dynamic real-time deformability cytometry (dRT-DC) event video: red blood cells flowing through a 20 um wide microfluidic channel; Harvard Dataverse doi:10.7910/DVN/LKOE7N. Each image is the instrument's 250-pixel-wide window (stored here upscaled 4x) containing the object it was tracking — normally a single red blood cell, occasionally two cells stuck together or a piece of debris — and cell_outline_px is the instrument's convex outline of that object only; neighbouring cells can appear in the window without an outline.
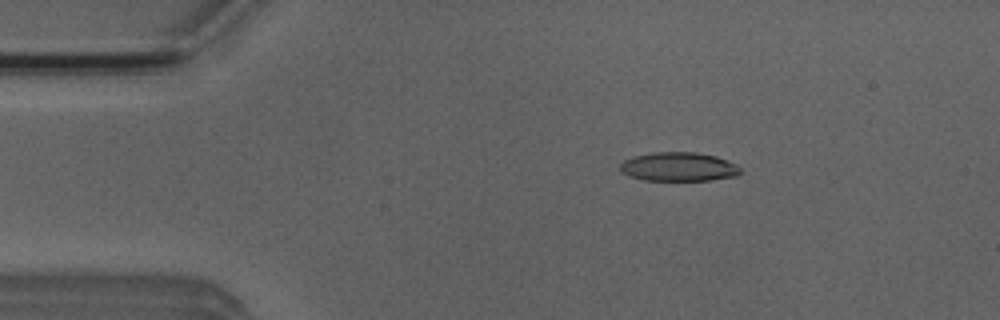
{"species": "Egyptian fruit bat (a non-hibernating species)", "species_latin": "Rousettus aegyptiacus", "temperature_condition": "room temperature", "stored_images_in_passage": 47, "camera_frame_rate_fps": 3000, "um_per_image_px": 0.085, "animal": {"sex": "male"}, "frame": {"image": 1, "passage_image": 9, "time_ms": 2.667, "image_size_px": [1000, 320], "cell_outline_px": [[740, 172], [736, 176], [712, 180], [644, 180], [628, 176], [620, 172], [620, 164], [624, 160], [632, 156], [652, 152], [696, 152], [716, 156], [736, 164], [740, 168]], "centroid_in_image_um": [57.65, 14.17], "position_along_channel_um": 27.4, "area_um2": 20.4}}
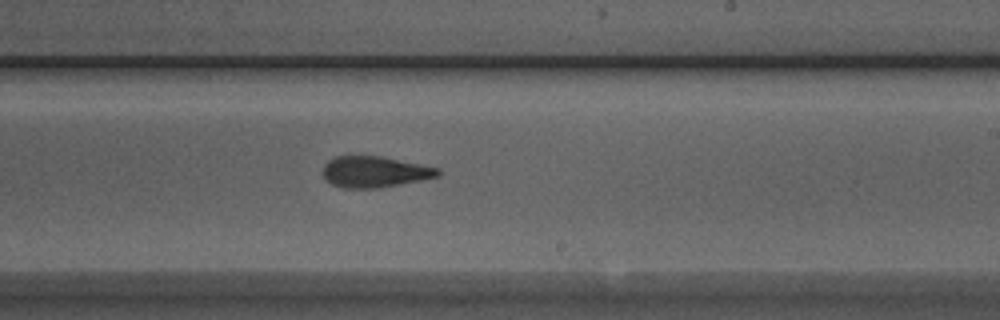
{"frame": {"image": 2, "passage_image": 31, "time_ms": 10.0, "image_size_px": [1000, 320], "cell_outline_px": [[440, 176], [380, 188], [340, 188], [332, 184], [320, 172], [324, 164], [328, 160], [336, 156], [380, 156], [440, 168]], "centroid_in_image_um": [31.81, 14.61], "position_along_channel_um": 257.2, "area_um2": 20.92}}
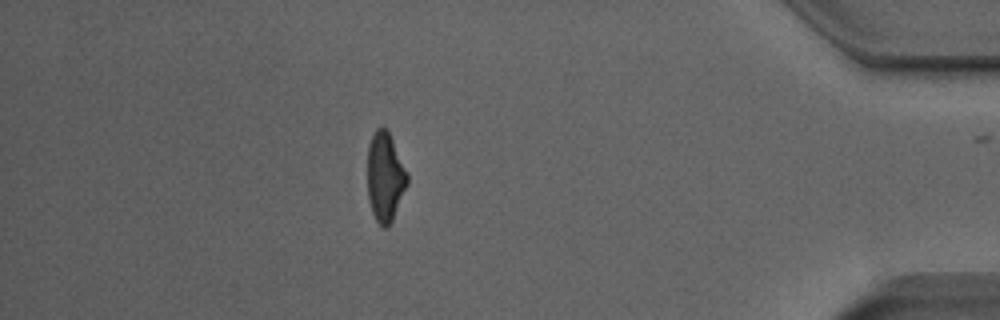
{"frame": {"image": 3, "passage_image": 46, "time_ms": 15.0, "image_size_px": [1000, 320], "cell_outline_px": [[408, 184], [392, 220], [388, 228], [384, 228], [376, 220], [372, 212], [368, 200], [368, 144], [376, 128], [384, 128], [388, 132], [408, 172]], "centroid_in_image_um": [32.73, 15.07], "position_along_channel_um": 402.5, "area_um2": 20.58}, "authors_computed_cell_mechanics": {"area_um2": 21.386, "velocity_mm_per_s": 3.8794, "shape_relaxation_time_tau1_ms": 5.0654, "shape_relaxation_time_tau2_ms": 2.7755, "deformation_change_tau1": 0.1524, "deformation_change_tau2": 0.1122}}